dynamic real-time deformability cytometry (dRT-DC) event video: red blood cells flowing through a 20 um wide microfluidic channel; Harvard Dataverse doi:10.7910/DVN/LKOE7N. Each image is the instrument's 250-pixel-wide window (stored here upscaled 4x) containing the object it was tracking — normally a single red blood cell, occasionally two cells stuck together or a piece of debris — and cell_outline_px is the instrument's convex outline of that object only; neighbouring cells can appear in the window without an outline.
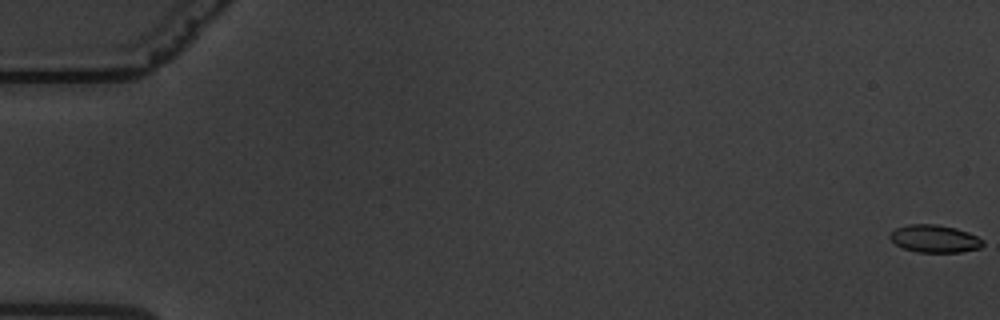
{"species": "common noctule bat (a hibernating species)", "species_latin": "Nyctalus noctula", "temperature_condition": "warm", "stored_images_in_passage": 63, "camera_frame_rate_fps": 3000, "um_per_image_px": 0.085, "animal": {"sex": "male", "body_mass_g": 19.5, "forearm_length_mm": 54.6}, "frame": {"image": 1, "passage_image": 1, "time_ms": 0.0, "image_size_px": [1000, 320], "cell_outline_px": [[984, 244], [980, 248], [960, 252], [916, 252], [904, 248], [896, 244], [888, 236], [896, 228], [908, 224], [936, 224], [956, 228], [968, 232], [984, 240]], "centroid_in_image_um": [79.46, 20.29], "position_along_channel_um": 5.5, "area_um2": 14.91}}
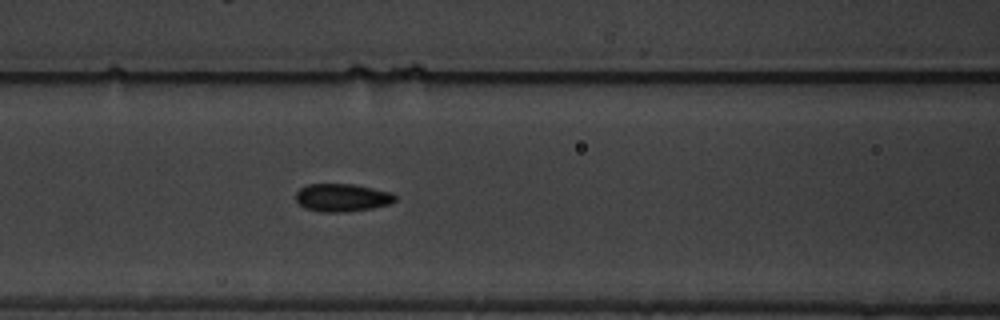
{"frame": {"image": 2, "passage_image": 28, "time_ms": 9.0, "image_size_px": [1000, 320], "cell_outline_px": [[396, 200], [388, 204], [372, 208], [340, 212], [320, 212], [304, 208], [296, 200], [296, 192], [300, 188], [308, 184], [352, 184], [392, 192], [396, 196]], "centroid_in_image_um": [29.06, 16.79], "position_along_channel_um": 137.5, "area_um2": 16.07}}
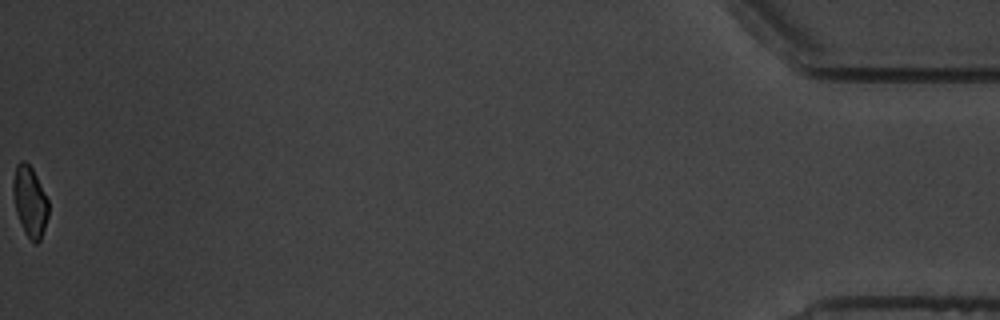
{"frame": {"image": 3, "passage_image": 63, "time_ms": 20.667, "image_size_px": [1000, 320], "cell_outline_px": [[48, 216], [40, 240], [36, 244], [24, 232], [16, 212], [12, 192], [12, 180], [16, 164], [20, 160], [24, 160], [32, 168], [48, 200]], "centroid_in_image_um": [2.51, 17.09], "position_along_channel_um": 432.7, "area_um2": 14.45}, "authors_computed_cell_mechanics": {"area_um2": 15.6638, "velocity_mm_per_s": 3.3534, "shape_relaxation_time_tau1_ms": 4.8448, "shape_relaxation_time_tau2_ms": 2.2512, "deformation_change_tau1": 0.1294, "deformation_change_tau2": 0.0603}}